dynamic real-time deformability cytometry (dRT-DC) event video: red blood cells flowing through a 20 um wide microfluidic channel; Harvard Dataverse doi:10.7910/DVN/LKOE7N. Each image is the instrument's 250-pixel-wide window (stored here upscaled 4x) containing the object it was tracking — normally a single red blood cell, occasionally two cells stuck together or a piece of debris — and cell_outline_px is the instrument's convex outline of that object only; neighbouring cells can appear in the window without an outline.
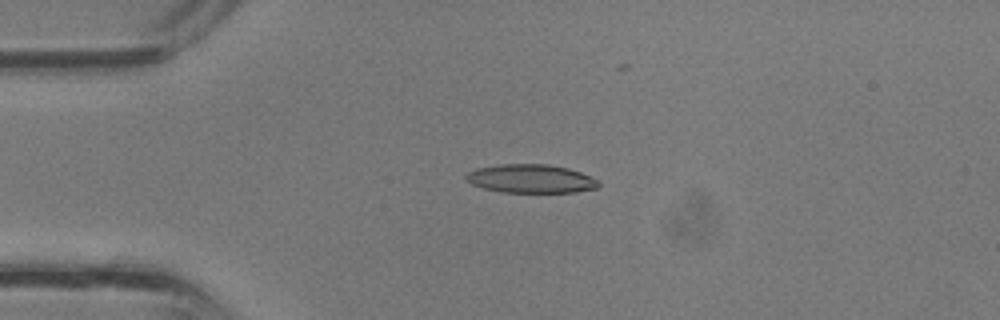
{"species": "common noctule bat (a hibernating species)", "species_latin": "Nyctalus noctula", "temperature_condition": "room temperature", "stored_images_in_passage": 29, "camera_frame_rate_fps": 3000, "um_per_image_px": 0.085, "animal": {"sex": "male", "body_mass_g": 13.3}, "frame": {"image": 1, "passage_image": 8, "time_ms": 2.333, "image_size_px": [1000, 320], "cell_outline_px": [[600, 184], [596, 188], [576, 192], [504, 192], [484, 188], [472, 184], [464, 180], [464, 176], [468, 172], [476, 168], [500, 164], [548, 164], [568, 168], [580, 172], [600, 180]], "centroid_in_image_um": [45.12, 15.18], "position_along_channel_um": 39.9, "area_um2": 22.14}}
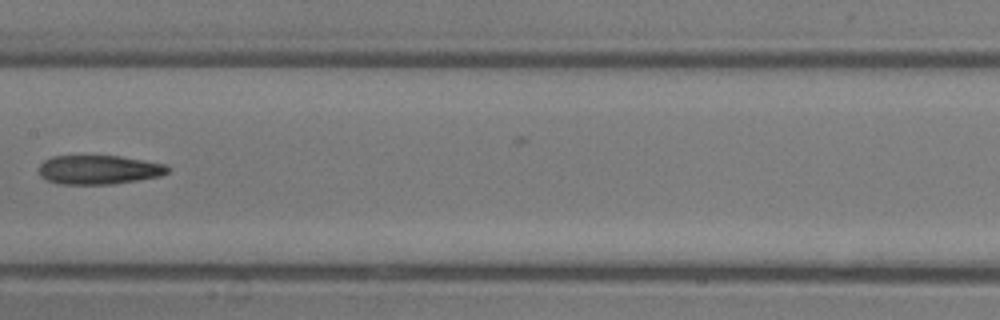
{"frame": {"image": 2, "passage_image": 18, "time_ms": 5.667, "image_size_px": [1000, 320], "cell_outline_px": [[168, 172], [160, 176], [112, 184], [60, 184], [48, 180], [40, 176], [40, 164], [44, 160], [52, 156], [120, 156], [144, 160], [164, 164], [168, 168]], "centroid_in_image_um": [8.38, 14.42], "position_along_channel_um": 199.0, "area_um2": 21.62}}
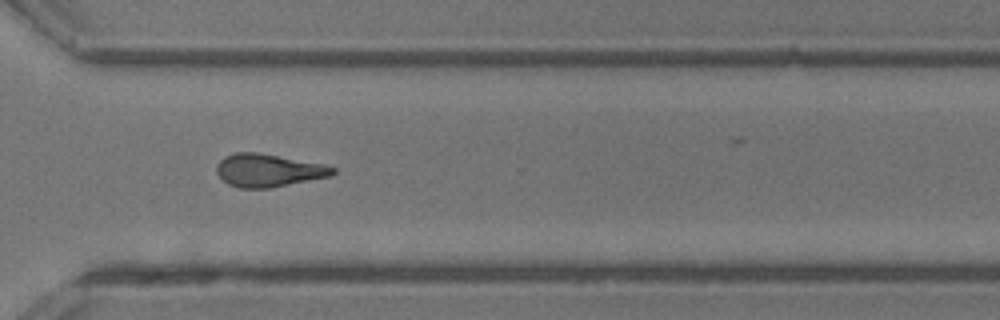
{"frame": {"image": 3, "passage_image": 26, "time_ms": 8.333, "image_size_px": [1000, 320], "cell_outline_px": [[336, 172], [332, 176], [268, 188], [240, 188], [228, 184], [216, 172], [216, 164], [224, 156], [236, 152], [260, 152], [324, 164], [336, 168]], "centroid_in_image_um": [22.82, 14.47], "position_along_channel_um": 347.8, "area_um2": 22.37}}